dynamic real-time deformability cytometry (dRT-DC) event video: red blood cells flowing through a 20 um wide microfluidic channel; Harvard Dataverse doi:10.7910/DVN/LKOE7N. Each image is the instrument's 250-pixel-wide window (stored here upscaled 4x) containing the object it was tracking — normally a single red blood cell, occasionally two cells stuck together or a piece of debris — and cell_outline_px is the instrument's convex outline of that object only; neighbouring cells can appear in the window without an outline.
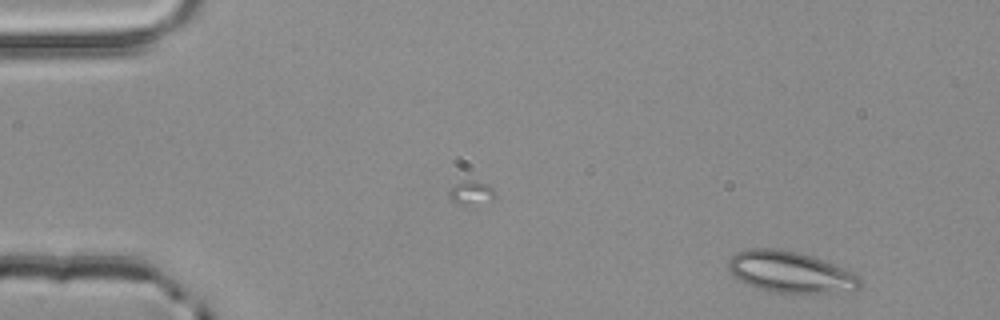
{"species": "common noctule bat (a hibernating species)", "species_latin": "Nyctalus noctula", "temperature_condition": "room temperature", "stored_images_in_passage": 4, "camera_frame_rate_fps": 3000, "um_per_image_px": 0.085, "animal": {"sex": "male", "body_mass_g": 20.4}, "frame": {"image": 1, "passage_image": 4, "time_ms": 1.0, "image_size_px": [1000, 320], "cell_outline_px": [[860, 288], [856, 292], [784, 296], [748, 284], [732, 276], [728, 268], [728, 260], [736, 252], [748, 248], [776, 248], [800, 252], [824, 260], [856, 272], [860, 276]], "centroid_in_image_um": [67.27, 23.18], "position_along_channel_um": 17.7, "area_um2": 33.18}}